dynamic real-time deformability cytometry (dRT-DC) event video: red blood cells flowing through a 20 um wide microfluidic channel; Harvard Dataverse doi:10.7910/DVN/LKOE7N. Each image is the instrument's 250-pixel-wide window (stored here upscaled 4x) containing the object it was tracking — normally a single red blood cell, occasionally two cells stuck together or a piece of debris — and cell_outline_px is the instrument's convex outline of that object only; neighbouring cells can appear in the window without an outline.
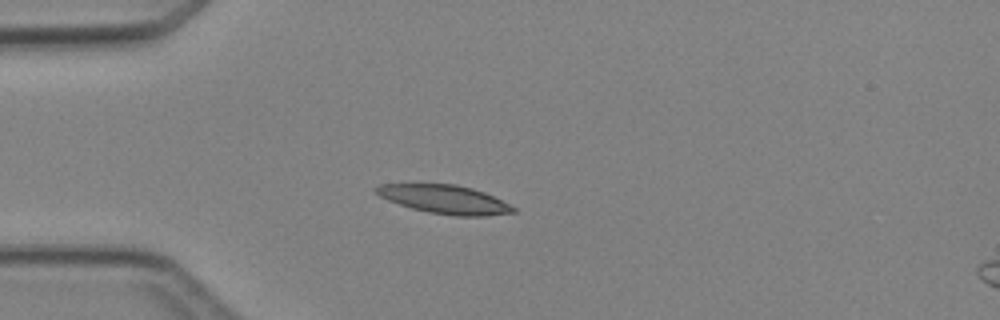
{"species": "Egyptian fruit bat (a non-hibernating species)", "species_latin": "Rousettus aegyptiacus", "temperature_condition": "cold", "stored_images_in_passage": 3, "camera_frame_rate_fps": 3000, "um_per_image_px": 0.085, "animal": {"sex": "female"}, "frame": {"image": 1, "passage_image": 2, "time_ms": 1.333, "image_size_px": [1000, 320], "cell_outline_px": [[516, 212], [484, 216], [456, 216], [428, 212], [412, 208], [388, 200], [380, 196], [372, 188], [380, 184], [456, 184], [472, 188], [484, 192], [516, 208]], "centroid_in_image_um": [37.78, 16.94], "position_along_channel_um": 47.2, "area_um2": 22.66}}